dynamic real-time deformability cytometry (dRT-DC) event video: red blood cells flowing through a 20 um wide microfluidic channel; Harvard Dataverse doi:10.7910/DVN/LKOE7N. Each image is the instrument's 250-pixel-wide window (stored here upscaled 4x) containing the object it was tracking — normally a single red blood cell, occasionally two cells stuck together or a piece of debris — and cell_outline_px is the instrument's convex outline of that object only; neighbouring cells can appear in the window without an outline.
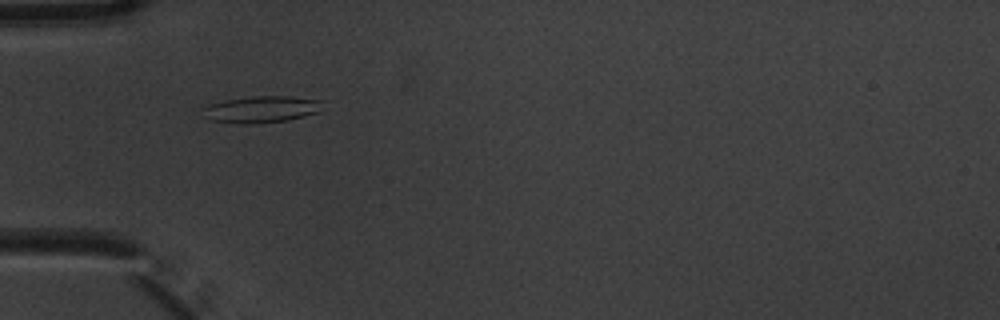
{"species": "common noctule bat (a hibernating species)", "species_latin": "Nyctalus noctula", "temperature_condition": "warm", "stored_images_in_passage": 4, "camera_frame_rate_fps": 3000, "um_per_image_px": 0.085, "animal": {"sex": "male", "body_mass_g": 20.1, "forearm_length_mm": 53.5}, "frame": {"image": 1, "passage_image": 3, "time_ms": 0.667, "image_size_px": [1000, 320], "cell_outline_px": [[320, 104], [316, 112], [304, 116], [288, 120], [252, 124], [244, 124], [208, 120], [200, 108], [208, 104], [224, 100], [252, 96], [288, 96], [320, 100]], "centroid_in_image_um": [22.1, 9.29], "position_along_channel_um": 62.9, "area_um2": 18.5}}
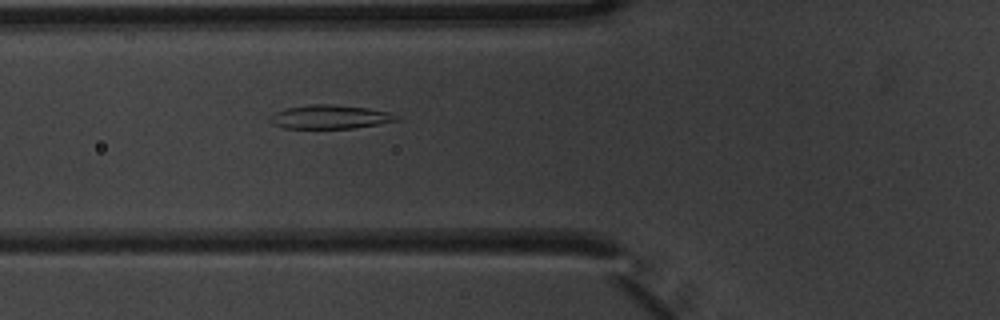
{"frame": {"image": 2, "passage_image": 4, "time_ms": 1.0, "image_size_px": [1000, 320], "cell_outline_px": [[400, 116], [396, 120], [376, 124], [352, 128], [284, 128], [272, 124], [268, 120], [268, 116], [276, 112], [288, 108], [312, 104], [332, 104], [368, 108], [388, 112]], "centroid_in_image_um": [27.99, 9.93], "position_along_channel_um": 97.8, "area_um2": 17.34}}